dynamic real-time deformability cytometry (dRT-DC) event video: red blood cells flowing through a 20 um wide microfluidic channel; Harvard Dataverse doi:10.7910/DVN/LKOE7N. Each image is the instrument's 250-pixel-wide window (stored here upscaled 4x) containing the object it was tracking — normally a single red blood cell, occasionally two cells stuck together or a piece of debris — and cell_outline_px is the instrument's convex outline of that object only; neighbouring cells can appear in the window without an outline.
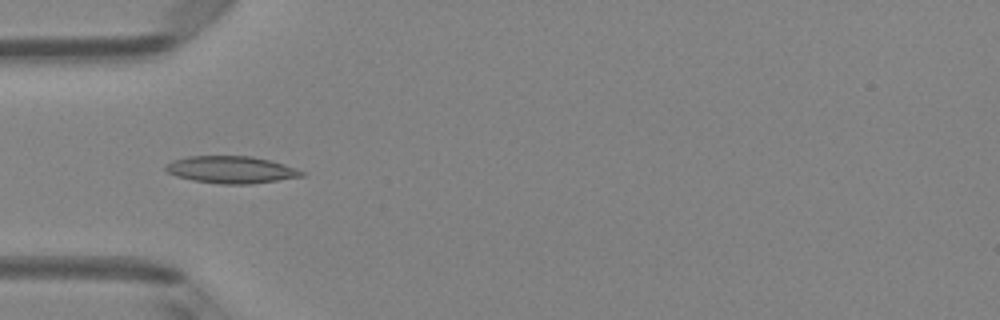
{"species": "Egyptian fruit bat (a non-hibernating species)", "species_latin": "Rousettus aegyptiacus", "temperature_condition": "room temperature", "stored_images_in_passage": 6, "camera_frame_rate_fps": 3000, "um_per_image_px": 0.085, "animal": {"sex": "female"}, "frame": {"image": 1, "passage_image": 5, "time_ms": 1.333, "image_size_px": [1000, 320], "cell_outline_px": [[308, 172], [304, 176], [252, 184], [220, 184], [192, 180], [176, 176], [168, 172], [164, 168], [164, 164], [172, 160], [188, 156], [252, 156], [284, 164]], "centroid_in_image_um": [19.65, 14.42], "position_along_channel_um": 65.4, "area_um2": 21.68}}
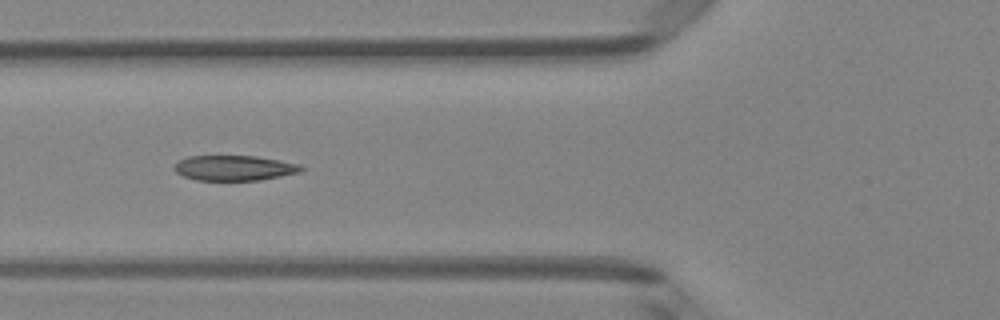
{"frame": {"image": 2, "passage_image": 6, "time_ms": 1.667, "image_size_px": [1000, 320], "cell_outline_px": [[304, 168], [300, 172], [260, 180], [196, 180], [184, 176], [176, 172], [172, 168], [180, 160], [188, 156], [256, 156], [280, 160], [300, 164]], "centroid_in_image_um": [19.92, 14.27], "position_along_channel_um": 105.9, "area_um2": 18.55}}